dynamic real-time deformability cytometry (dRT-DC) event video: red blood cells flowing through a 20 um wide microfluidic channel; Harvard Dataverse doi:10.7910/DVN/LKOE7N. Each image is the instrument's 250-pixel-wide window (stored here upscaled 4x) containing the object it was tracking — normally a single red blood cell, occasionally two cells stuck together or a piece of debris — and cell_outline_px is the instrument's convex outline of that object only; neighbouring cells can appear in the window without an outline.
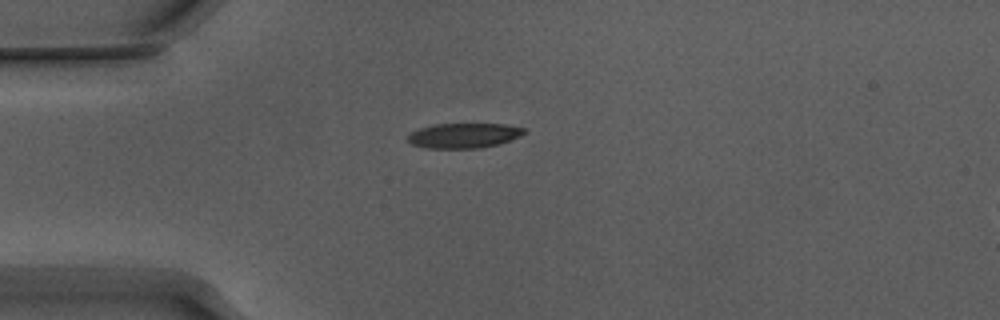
{"species": "Egyptian fruit bat (a non-hibernating species)", "species_latin": "Rousettus aegyptiacus", "temperature_condition": "warm", "stored_images_in_passage": 40, "camera_frame_rate_fps": 3000, "um_per_image_px": 0.085, "animal": {"sex": "male"}, "frame": {"image": 1, "passage_image": 1, "time_ms": 0.0, "image_size_px": [1000, 320], "cell_outline_px": [[528, 132], [520, 136], [500, 144], [480, 148], [428, 148], [412, 144], [408, 140], [408, 136], [412, 132], [420, 128], [432, 124], [504, 124], [524, 128]], "centroid_in_image_um": [39.46, 11.52], "position_along_channel_um": 45.5, "area_um2": 16.88}}
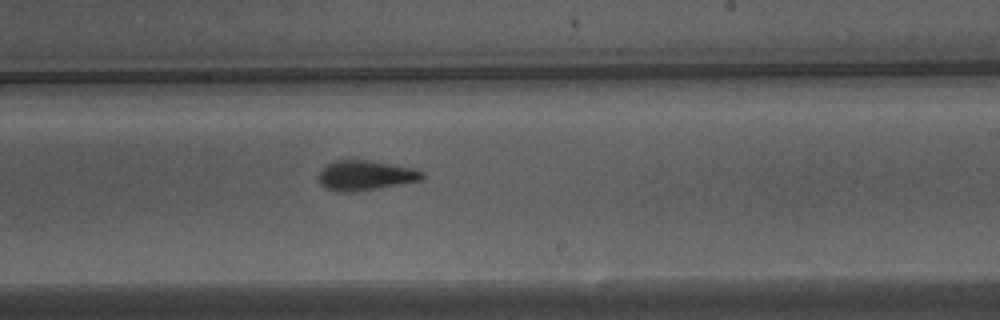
{"frame": {"image": 2, "passage_image": 19, "time_ms": 6.0, "image_size_px": [1000, 320], "cell_outline_px": [[424, 180], [372, 188], [340, 192], [336, 192], [320, 184], [320, 172], [324, 164], [332, 160], [368, 160], [412, 168], [424, 172]], "centroid_in_image_um": [31.04, 14.88], "position_along_channel_um": 258.0, "area_um2": 17.63}}
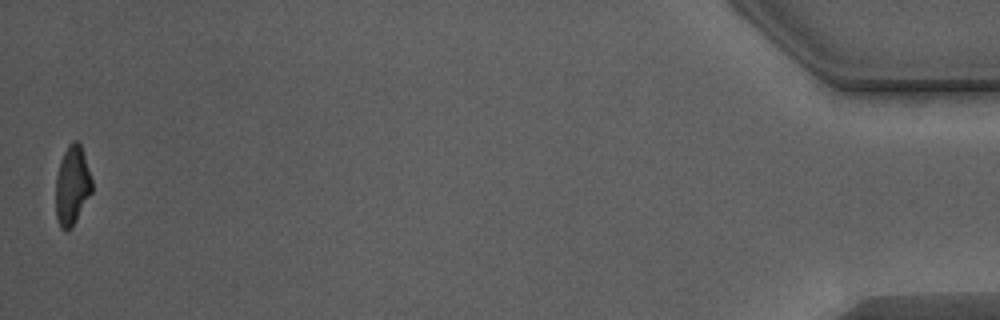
{"frame": {"image": 3, "passage_image": 40, "time_ms": 13.0, "image_size_px": [1000, 320], "cell_outline_px": [[92, 192], [72, 228], [68, 232], [64, 232], [60, 228], [56, 216], [56, 176], [60, 160], [68, 144], [72, 140], [76, 140], [80, 144], [92, 180]], "centroid_in_image_um": [6.12, 15.81], "position_along_channel_um": 429.1, "area_um2": 16.82}, "authors_computed_cell_mechanics": {"area_um2": 17.9758, "velocity_mm_per_s": 3.8552, "shape_relaxation_time_tau1_ms": 5.9708, "shape_relaxation_time_tau2_ms": 2.9468, "deformation_change_tau1": 0.218, "deformation_change_tau2": 0.1193}}